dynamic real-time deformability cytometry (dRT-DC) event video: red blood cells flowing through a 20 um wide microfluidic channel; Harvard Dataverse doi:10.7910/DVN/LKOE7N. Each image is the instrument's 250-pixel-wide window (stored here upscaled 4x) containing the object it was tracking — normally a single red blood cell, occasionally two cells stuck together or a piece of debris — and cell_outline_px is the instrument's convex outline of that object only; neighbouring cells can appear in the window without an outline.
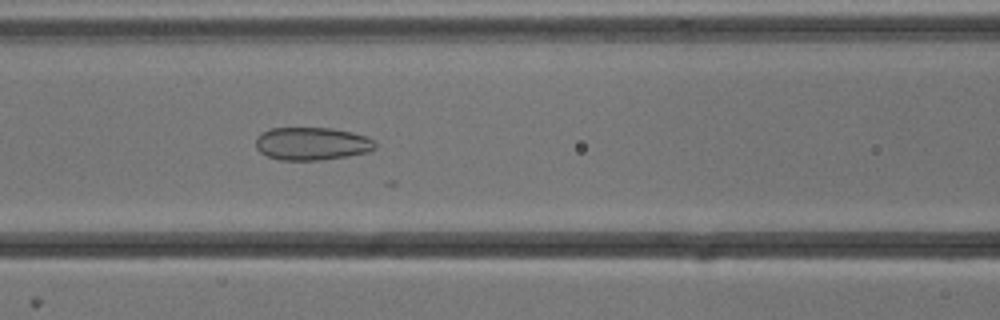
{"species": "common noctule bat (a hibernating species)", "species_latin": "Nyctalus noctula", "temperature_condition": "cold", "stored_images_in_passage": 19, "camera_frame_rate_fps": 3000, "um_per_image_px": 0.085, "animal": {"sex": "male", "body_mass_g": 13.3}, "frame": {"image": 1, "passage_image": 10, "time_ms": 3.0, "image_size_px": [1000, 320], "cell_outline_px": [[376, 148], [368, 152], [348, 156], [320, 160], [280, 160], [268, 156], [260, 152], [256, 148], [256, 136], [260, 132], [272, 128], [332, 128], [352, 132], [376, 140]], "centroid_in_image_um": [26.51, 12.21], "position_along_channel_um": 140.1, "area_um2": 23.06}}
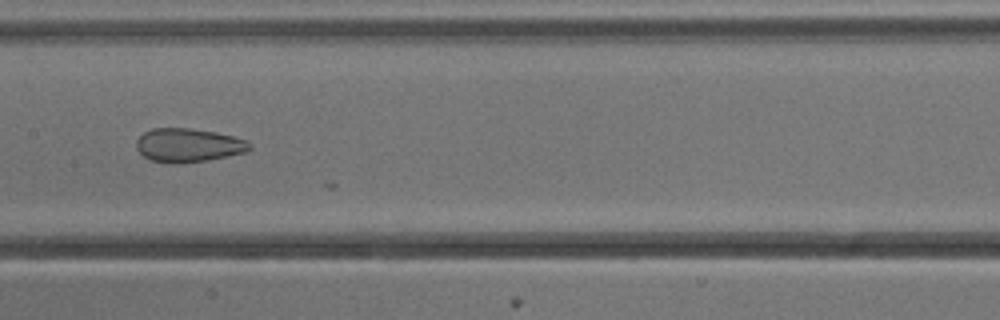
{"frame": {"image": 2, "passage_image": 14, "time_ms": 4.333, "image_size_px": [1000, 320], "cell_outline_px": [[252, 148], [244, 152], [204, 160], [172, 164], [168, 164], [148, 160], [136, 148], [136, 140], [144, 132], [152, 128], [192, 128], [216, 132], [248, 140], [252, 144]], "centroid_in_image_um": [15.97, 12.33], "position_along_channel_um": 191.4, "area_um2": 22.25}}
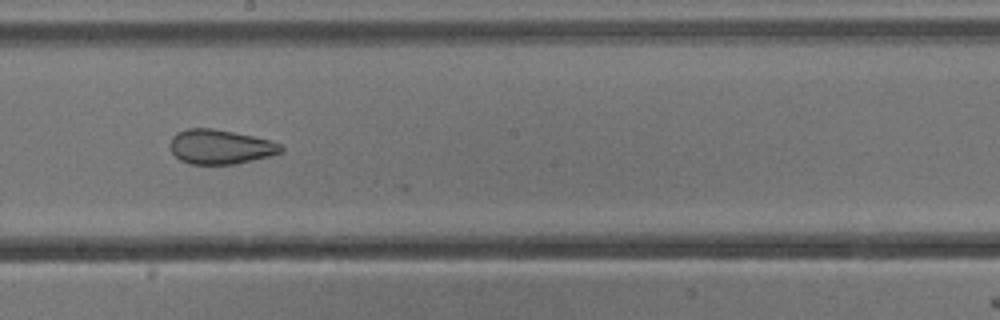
{"frame": {"image": 3, "passage_image": 17, "time_ms": 5.333, "image_size_px": [1000, 320], "cell_outline_px": [[284, 148], [280, 152], [268, 156], [236, 164], [192, 164], [180, 160], [172, 152], [172, 136], [176, 132], [188, 128], [212, 128], [252, 136], [268, 140], [280, 144]], "centroid_in_image_um": [18.71, 12.48], "position_along_channel_um": 229.5, "area_um2": 21.91}}